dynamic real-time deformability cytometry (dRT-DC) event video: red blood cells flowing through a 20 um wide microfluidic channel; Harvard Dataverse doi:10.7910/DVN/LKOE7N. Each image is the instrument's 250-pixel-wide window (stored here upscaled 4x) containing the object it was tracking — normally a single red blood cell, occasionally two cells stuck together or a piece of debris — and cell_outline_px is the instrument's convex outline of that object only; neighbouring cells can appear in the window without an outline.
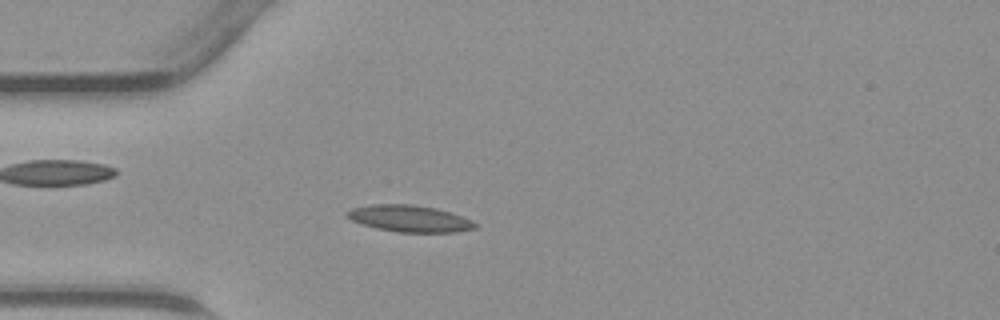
{"species": "common noctule bat (a hibernating species)", "species_latin": "Nyctalus noctula", "temperature_condition": "warm", "stored_images_in_passage": 41, "camera_frame_rate_fps": 3000, "um_per_image_px": 0.085, "animal": {"sex": "male", "body_mass_g": 23.1, "forearm_length_mm": 52.7}, "frame": {"image": 1, "passage_image": 8, "time_ms": 2.333, "image_size_px": [1000, 320], "cell_outline_px": [[476, 228], [456, 232], [400, 232], [376, 228], [352, 220], [344, 212], [352, 208], [372, 204], [412, 204], [436, 208], [472, 220], [476, 224]], "centroid_in_image_um": [34.8, 18.57], "position_along_channel_um": 50.2, "area_um2": 19.65}}
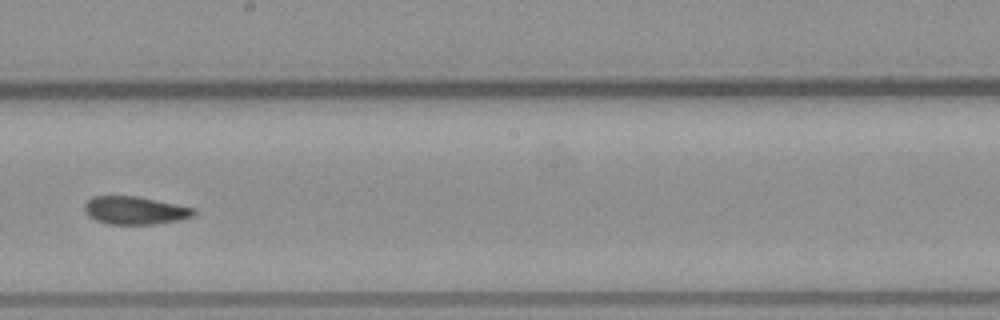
{"frame": {"image": 2, "passage_image": 21, "time_ms": 6.667, "image_size_px": [1000, 320], "cell_outline_px": [[196, 212], [192, 216], [176, 220], [152, 224], [108, 224], [96, 220], [88, 216], [84, 208], [84, 204], [92, 196], [136, 196], [196, 208]], "centroid_in_image_um": [11.44, 17.88], "position_along_channel_um": 236.8, "area_um2": 17.63}}
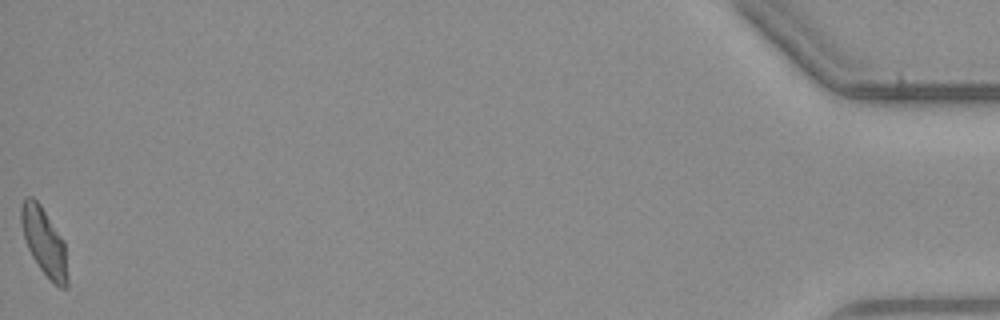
{"frame": {"image": 3, "passage_image": 41, "time_ms": 13.333, "image_size_px": [1000, 320], "cell_outline_px": [[68, 288], [60, 288], [40, 268], [32, 256], [28, 248], [20, 224], [20, 204], [24, 196], [32, 196], [40, 204], [64, 240], [68, 280]], "centroid_in_image_um": [3.73, 20.5], "position_along_channel_um": 431.5, "area_um2": 18.21}}